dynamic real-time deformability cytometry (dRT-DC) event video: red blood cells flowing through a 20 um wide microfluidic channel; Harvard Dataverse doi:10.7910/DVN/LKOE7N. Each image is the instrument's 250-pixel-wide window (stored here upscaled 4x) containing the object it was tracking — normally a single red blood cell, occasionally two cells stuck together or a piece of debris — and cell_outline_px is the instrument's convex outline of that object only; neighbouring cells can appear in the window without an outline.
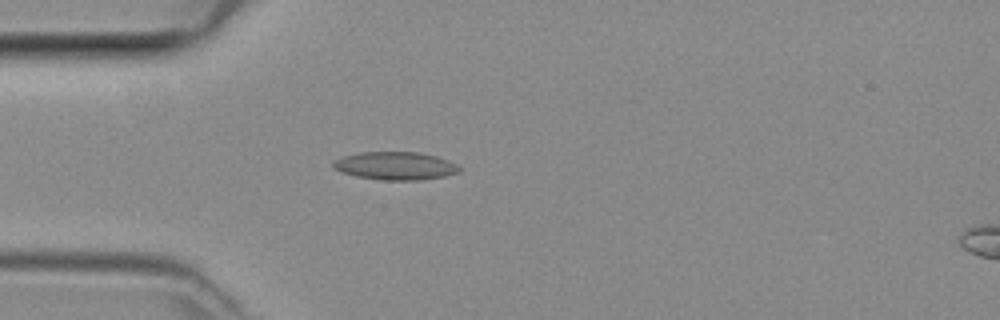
{"species": "common noctule bat (a hibernating species)", "species_latin": "Nyctalus noctula", "temperature_condition": "room temperature", "stored_images_in_passage": 4, "camera_frame_rate_fps": 3000, "um_per_image_px": 0.085, "animal": {"sex": "female", "body_mass_g": 29.2, "forearm_length_mm": 56.3}, "frame": {"image": 1, "passage_image": 4, "time_ms": 1.0, "image_size_px": [1000, 320], "cell_outline_px": [[460, 172], [444, 176], [420, 180], [384, 180], [356, 176], [340, 172], [332, 168], [332, 160], [340, 156], [360, 152], [420, 152], [436, 156], [448, 160], [456, 164], [460, 168]], "centroid_in_image_um": [33.55, 14.09], "position_along_channel_um": 51.4, "area_um2": 20.81}}